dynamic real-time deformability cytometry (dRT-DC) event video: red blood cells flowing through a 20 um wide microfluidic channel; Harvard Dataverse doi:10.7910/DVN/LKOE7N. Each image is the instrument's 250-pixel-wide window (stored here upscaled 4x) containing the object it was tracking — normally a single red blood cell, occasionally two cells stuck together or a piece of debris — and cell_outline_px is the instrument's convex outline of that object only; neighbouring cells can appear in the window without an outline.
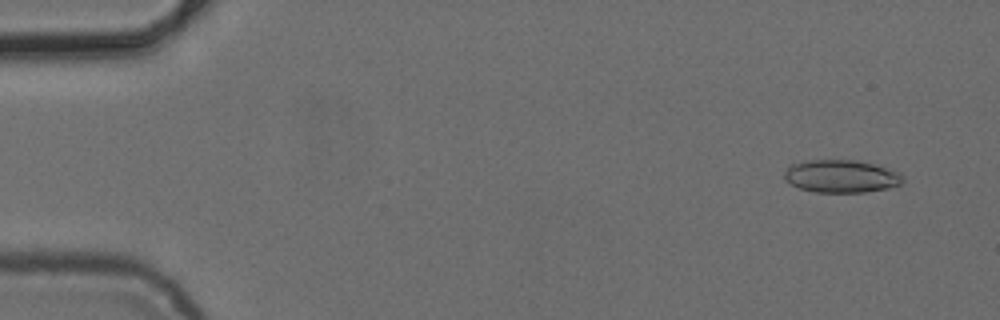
{"species": "common noctule bat (a hibernating species)", "species_latin": "Nyctalus noctula", "temperature_condition": "cold", "stored_images_in_passage": 5, "camera_frame_rate_fps": 3000, "um_per_image_px": 0.085, "animal": {"sex": "female", "body_mass_g": 24.6, "forearm_length_mm": 56.2}, "frame": {"image": 1, "passage_image": 1, "time_ms": 0.0, "image_size_px": [1000, 320], "cell_outline_px": [[904, 180], [900, 184], [892, 188], [864, 192], [816, 192], [800, 188], [784, 180], [784, 172], [788, 164], [808, 160], [856, 160], [872, 164], [900, 172], [904, 176]], "centroid_in_image_um": [71.5, 14.98], "position_along_channel_um": 13.5, "area_um2": 22.77}}